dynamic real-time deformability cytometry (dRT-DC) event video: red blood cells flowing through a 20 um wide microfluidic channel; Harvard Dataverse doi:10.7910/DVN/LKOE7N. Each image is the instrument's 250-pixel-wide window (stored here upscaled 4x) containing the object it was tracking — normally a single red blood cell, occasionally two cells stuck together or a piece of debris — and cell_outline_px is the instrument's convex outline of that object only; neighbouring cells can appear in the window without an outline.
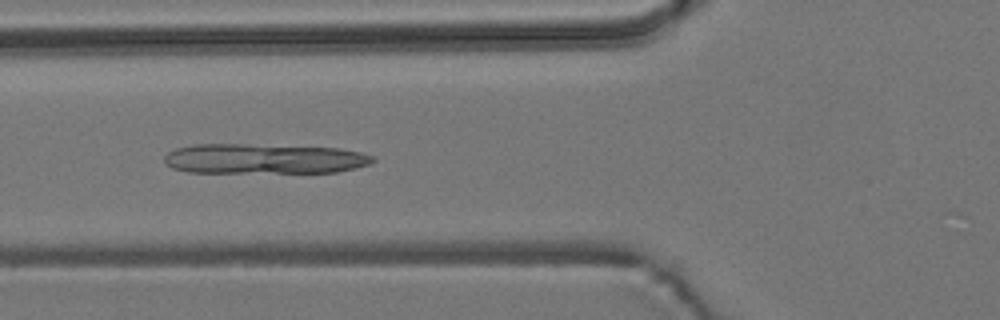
{"species": "common noctule bat (a hibernating species)", "species_latin": "Nyctalus noctula", "temperature_condition": "room temperature", "stored_images_in_passage": 37, "camera_frame_rate_fps": 3000, "um_per_image_px": 0.085, "animal": {"sex": "male", "body_mass_g": 19.2, "forearm_length_mm": 51.8}, "frame": {"image": 1, "passage_image": 5, "time_ms": 1.333, "image_size_px": [1000, 320], "cell_outline_px": [[376, 160], [368, 164], [356, 168], [336, 172], [188, 172], [172, 168], [164, 164], [164, 156], [168, 152], [176, 148], [196, 144], [244, 144], [340, 148], [360, 152], [376, 156]], "centroid_in_image_um": [22.44, 13.49], "position_along_channel_um": 103.4, "area_um2": 36.59}}
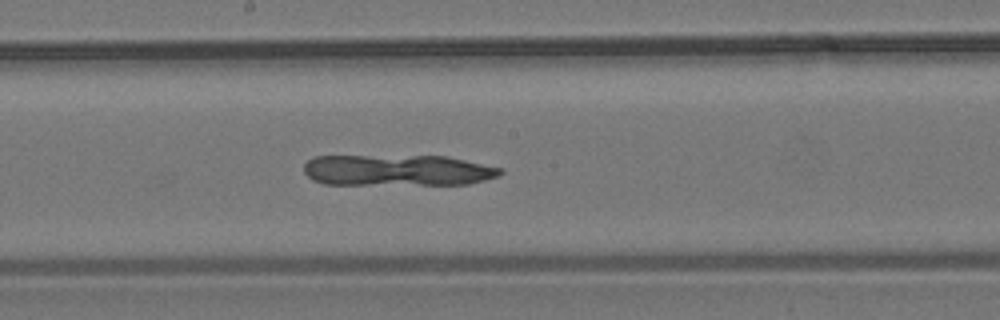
{"frame": {"image": 2, "passage_image": 14, "time_ms": 4.333, "image_size_px": [1000, 320], "cell_outline_px": [[504, 172], [500, 176], [468, 184], [324, 184], [312, 180], [304, 172], [304, 164], [312, 156], [448, 156], [500, 168]], "centroid_in_image_um": [33.76, 14.47], "position_along_channel_um": 214.4, "area_um2": 35.72}}
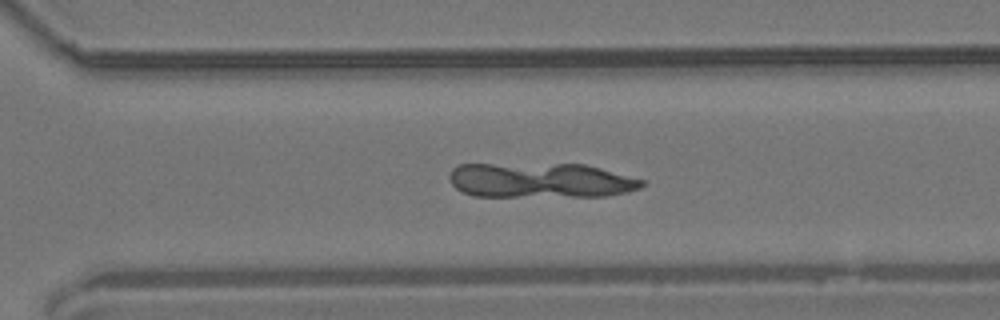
{"frame": {"image": 3, "passage_image": 23, "time_ms": 7.333, "image_size_px": [1000, 320], "cell_outline_px": [[644, 184], [640, 188], [628, 192], [604, 196], [472, 196], [460, 192], [452, 184], [448, 176], [452, 168], [460, 164], [584, 164], [600, 168], [644, 180]], "centroid_in_image_um": [45.91, 15.33], "position_along_channel_um": 324.7, "area_um2": 39.3}}